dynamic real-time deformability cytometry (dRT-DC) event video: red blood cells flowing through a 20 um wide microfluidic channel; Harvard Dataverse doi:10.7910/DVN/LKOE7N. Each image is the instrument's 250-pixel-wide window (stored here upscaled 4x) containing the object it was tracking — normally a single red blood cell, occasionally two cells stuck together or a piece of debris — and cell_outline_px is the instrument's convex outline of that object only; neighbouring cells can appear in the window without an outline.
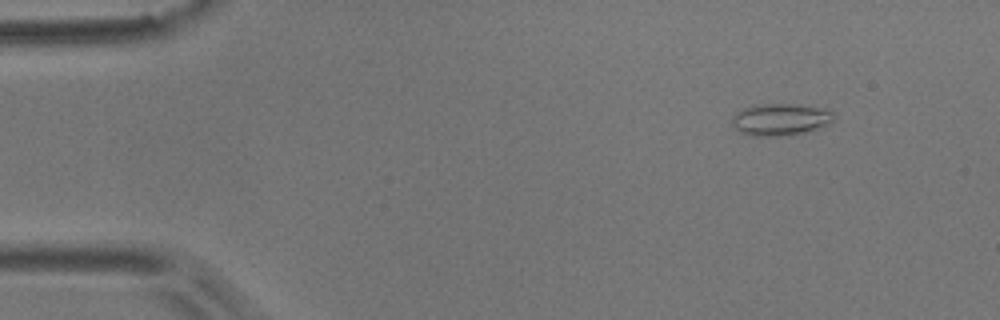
{"species": "common noctule bat (a hibernating species)", "species_latin": "Nyctalus noctula", "temperature_condition": "room temperature", "stored_images_in_passage": 49, "camera_frame_rate_fps": 3000, "um_per_image_px": 0.085, "animal": {"sex": "male", "body_mass_g": 17.9}, "frame": {"image": 1, "passage_image": 1, "time_ms": 0.0, "image_size_px": [1000, 320], "cell_outline_px": [[832, 120], [828, 124], [804, 132], [776, 136], [752, 136], [740, 132], [732, 128], [732, 116], [736, 112], [744, 108], [764, 104], [796, 104], [828, 108], [832, 112]], "centroid_in_image_um": [66.29, 10.15], "position_along_channel_um": 18.7, "area_um2": 18.84}}
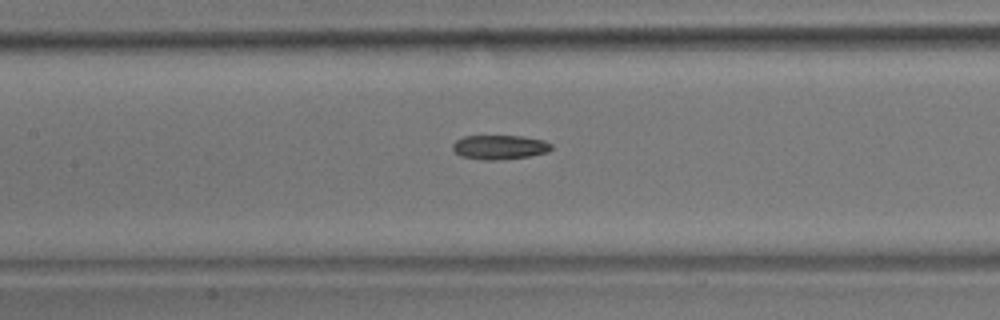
{"frame": {"image": 2, "passage_image": 20, "time_ms": 6.333, "image_size_px": [1000, 320], "cell_outline_px": [[552, 148], [548, 152], [528, 156], [500, 160], [480, 160], [460, 156], [452, 148], [452, 144], [456, 140], [464, 136], [520, 136], [544, 140], [552, 144]], "centroid_in_image_um": [42.45, 12.51], "position_along_channel_um": 164.9, "area_um2": 14.05}}
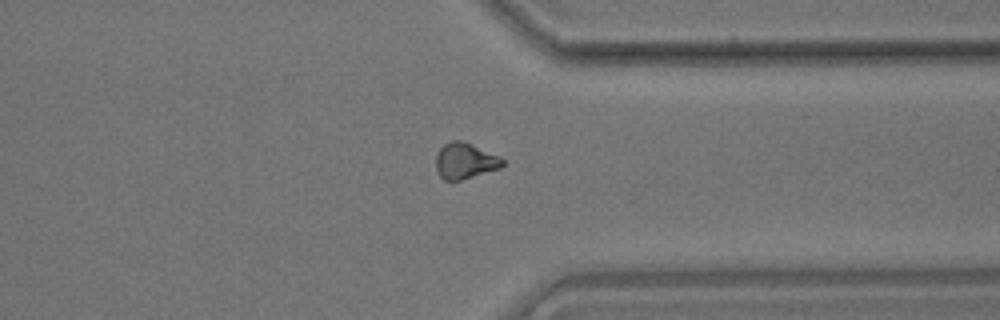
{"frame": {"image": 3, "passage_image": 37, "time_ms": 12.0, "image_size_px": [1000, 320], "cell_outline_px": [[504, 164], [500, 168], [460, 180], [444, 180], [440, 176], [436, 168], [436, 156], [440, 148], [444, 144], [452, 140], [460, 140], [500, 156], [504, 160]], "centroid_in_image_um": [39.52, 13.67], "position_along_channel_um": 371.9, "area_um2": 13.76}, "authors_computed_cell_mechanics": {"area_um2": 14.161, "velocity_mm_per_s": 3.6973, "shape_relaxation_time_tau1_ms": null, "shape_relaxation_time_tau2_ms": 10.1103, "deformation_change_tau1": null, "deformation_change_tau2": 0.1588}}